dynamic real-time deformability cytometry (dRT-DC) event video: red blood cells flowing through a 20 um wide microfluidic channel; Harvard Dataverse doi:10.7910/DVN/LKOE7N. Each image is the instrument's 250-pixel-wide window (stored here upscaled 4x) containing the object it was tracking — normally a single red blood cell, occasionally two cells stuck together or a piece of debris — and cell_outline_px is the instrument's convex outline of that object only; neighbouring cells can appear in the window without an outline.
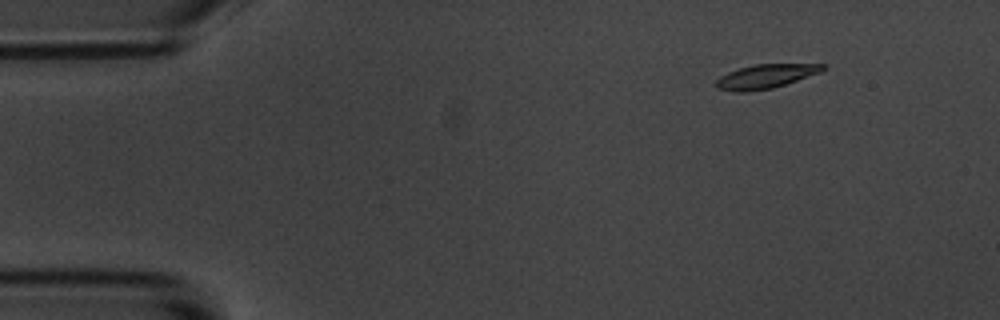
{"species": "common noctule bat (a hibernating species)", "species_latin": "Nyctalus noctula", "temperature_condition": "room temperature", "stored_images_in_passage": 5, "camera_frame_rate_fps": 3000, "um_per_image_px": 0.085, "animal": {"sex": "male", "body_mass_g": 20.1, "forearm_length_mm": 53.5}, "frame": {"image": 1, "passage_image": 2, "time_ms": 1.333, "image_size_px": [1000, 320], "cell_outline_px": [[828, 68], [820, 72], [772, 88], [744, 92], [736, 92], [716, 88], [716, 80], [720, 76], [728, 72], [740, 68], [756, 64], [828, 64]], "centroid_in_image_um": [65.08, 6.48], "position_along_channel_um": 19.9, "area_um2": 14.8}}
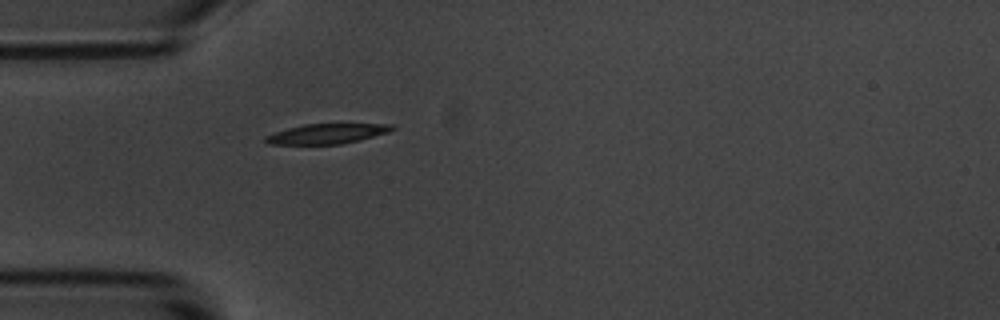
{"frame": {"image": 2, "passage_image": 5, "time_ms": 4.667, "image_size_px": [1000, 320], "cell_outline_px": [[396, 128], [388, 132], [360, 140], [340, 144], [268, 144], [264, 140], [264, 136], [288, 128], [304, 124], [396, 124]], "centroid_in_image_um": [27.81, 11.36], "position_along_channel_um": 57.2, "area_um2": 14.68}}